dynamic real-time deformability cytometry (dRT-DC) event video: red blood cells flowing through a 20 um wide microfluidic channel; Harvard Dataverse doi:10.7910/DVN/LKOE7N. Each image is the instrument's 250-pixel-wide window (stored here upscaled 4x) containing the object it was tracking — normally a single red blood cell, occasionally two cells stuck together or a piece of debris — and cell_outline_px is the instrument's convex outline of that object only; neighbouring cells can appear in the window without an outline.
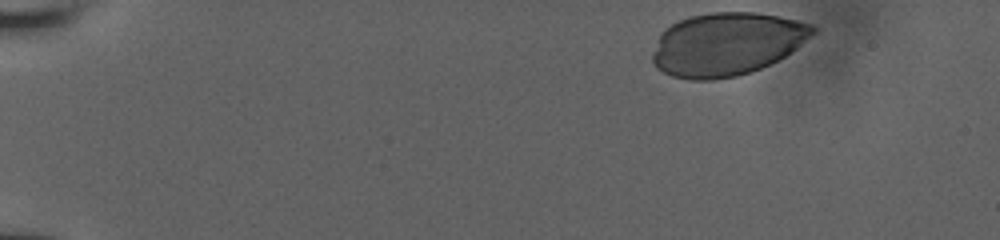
{"species": "human", "species_latin": "Homo sapiens", "temperature_condition": "room temperature", "stored_images_in_passage": 12, "camera_frame_rate_fps": 3000, "um_per_image_px": 0.085, "donor": {"sex": "male"}, "frame": {"image": 1, "passage_image": 1, "time_ms": 0.0, "image_size_px": [1000, 240], "cell_outline_px": [[816, 32], [796, 48], [784, 56], [760, 68], [736, 76], [712, 80], [688, 80], [672, 76], [656, 68], [652, 64], [652, 56], [660, 32], [664, 28], [680, 20], [692, 16], [712, 12], [756, 12], [796, 20], [812, 24], [816, 28]], "centroid_in_image_um": [61.73, 3.75], "position_along_channel_um": 23.3, "area_um2": 58.67}}